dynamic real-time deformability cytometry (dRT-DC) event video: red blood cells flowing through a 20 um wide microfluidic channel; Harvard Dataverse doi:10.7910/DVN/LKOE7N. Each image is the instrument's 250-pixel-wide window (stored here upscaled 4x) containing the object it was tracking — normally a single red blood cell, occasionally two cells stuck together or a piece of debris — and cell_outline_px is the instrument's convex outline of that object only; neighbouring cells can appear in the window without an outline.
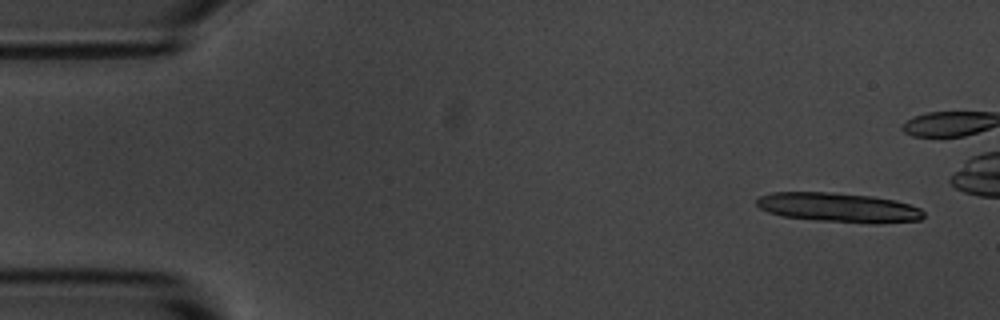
{"species": "common noctule bat (a hibernating species)", "species_latin": "Nyctalus noctula", "temperature_condition": "room temperature", "stored_images_in_passage": 5, "camera_frame_rate_fps": 3000, "um_per_image_px": 0.085, "animal": {"sex": "male", "body_mass_g": 20.1, "forearm_length_mm": 53.5}, "frame": {"image": 1, "passage_image": 1, "time_ms": 0.0, "image_size_px": [1000, 320], "cell_outline_px": [[924, 216], [920, 220], [876, 224], [816, 220], [784, 216], [768, 212], [760, 208], [756, 204], [756, 200], [760, 196], [772, 192], [832, 192], [872, 196], [896, 200], [920, 208], [924, 212]], "centroid_in_image_um": [71.3, 17.64], "position_along_channel_um": 13.7, "area_um2": 28.73}}